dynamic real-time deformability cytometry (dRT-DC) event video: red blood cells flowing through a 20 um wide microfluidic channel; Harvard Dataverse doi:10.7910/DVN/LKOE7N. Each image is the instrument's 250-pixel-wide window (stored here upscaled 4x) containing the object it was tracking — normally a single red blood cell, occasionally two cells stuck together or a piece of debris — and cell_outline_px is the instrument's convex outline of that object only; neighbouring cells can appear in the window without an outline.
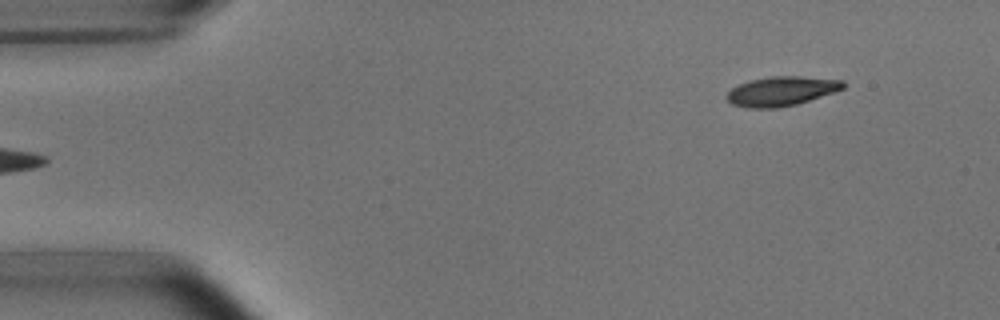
{"species": "common noctule bat (a hibernating species)", "species_latin": "Nyctalus noctula", "temperature_condition": "room temperature", "stored_images_in_passage": 4, "segment_of_instrument_passage": [2, 2], "camera_frame_rate_fps": 3000, "um_per_image_px": 0.085, "animal": {"sex": "male", "body_mass_g": 15.6}, "frame": {"image": 1, "passage_image": 4, "time_ms": 3.667, "image_size_px": [1000, 320], "cell_outline_px": [[844, 88], [836, 92], [796, 104], [776, 108], [748, 108], [732, 104], [724, 96], [732, 88], [740, 84], [752, 80], [772, 76], [800, 76], [844, 80]], "centroid_in_image_um": [66.43, 7.75], "position_along_channel_um": 18.6, "area_um2": 19.88}}